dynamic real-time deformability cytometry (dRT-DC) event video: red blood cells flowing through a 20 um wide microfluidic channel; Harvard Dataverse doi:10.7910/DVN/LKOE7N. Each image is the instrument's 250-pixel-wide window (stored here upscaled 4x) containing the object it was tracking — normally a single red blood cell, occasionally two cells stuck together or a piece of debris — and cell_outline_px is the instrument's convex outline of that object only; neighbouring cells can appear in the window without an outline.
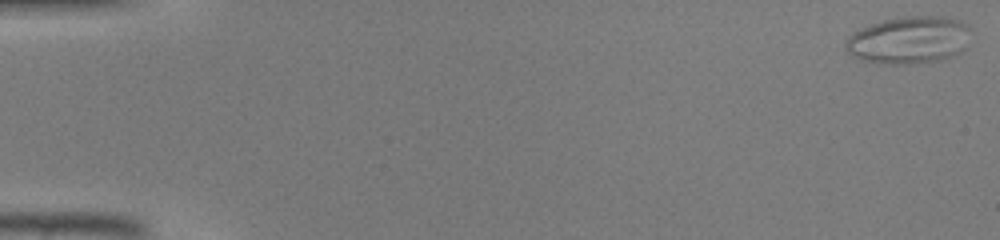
{"species": "common noctule bat (a hibernating species)", "species_latin": "Nyctalus noctula", "temperature_condition": "warm", "stored_images_in_passage": 46, "segment_of_instrument_passage": [1, 2], "camera_frame_rate_fps": 3000, "um_per_image_px": 0.085, "animal": {"sex": "male", "body_mass_g": 19.0, "forearm_length_mm": 50.8}, "frame": {"image": 1, "passage_image": 1, "time_ms": 0.0, "image_size_px": [1000, 240], "cell_outline_px": [[968, 48], [960, 52], [940, 60], [908, 64], [888, 64], [860, 60], [852, 56], [844, 48], [844, 44], [852, 32], [872, 24], [884, 20], [908, 16], [944, 16], [960, 20], [968, 24]], "centroid_in_image_um": [77.26, 3.41], "position_along_channel_um": 7.7, "area_um2": 34.68}}
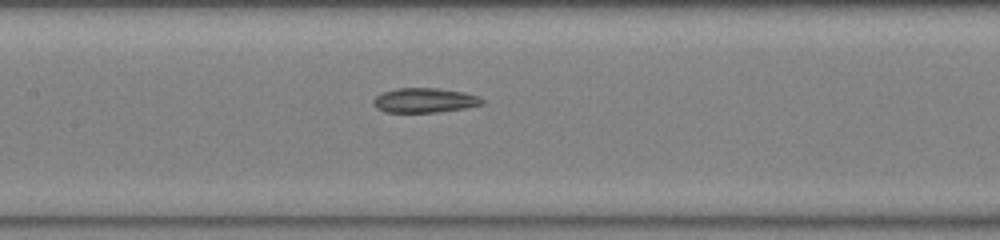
{"frame": {"image": 2, "passage_image": 23, "time_ms": 7.333, "image_size_px": [1000, 240], "cell_outline_px": [[484, 104], [464, 108], [436, 112], [388, 112], [376, 108], [372, 104], [372, 100], [380, 92], [396, 88], [436, 88], [464, 92], [480, 96], [484, 100]], "centroid_in_image_um": [36.07, 8.52], "position_along_channel_um": 171.3, "area_um2": 15.72}}
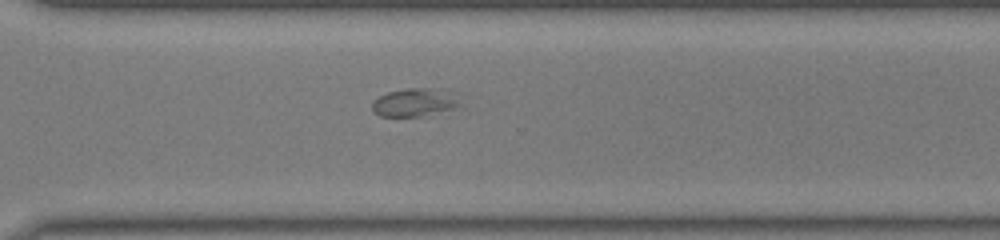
{"frame": {"image": 3, "passage_image": 34, "time_ms": 11.0, "image_size_px": [1000, 240], "cell_outline_px": [[464, 92], [460, 104], [456, 108], [420, 116], [380, 116], [372, 112], [372, 104], [380, 96], [388, 92], [404, 88], [440, 88]], "centroid_in_image_um": [35.4, 8.66], "position_along_channel_um": 335.2, "area_um2": 15.03}}